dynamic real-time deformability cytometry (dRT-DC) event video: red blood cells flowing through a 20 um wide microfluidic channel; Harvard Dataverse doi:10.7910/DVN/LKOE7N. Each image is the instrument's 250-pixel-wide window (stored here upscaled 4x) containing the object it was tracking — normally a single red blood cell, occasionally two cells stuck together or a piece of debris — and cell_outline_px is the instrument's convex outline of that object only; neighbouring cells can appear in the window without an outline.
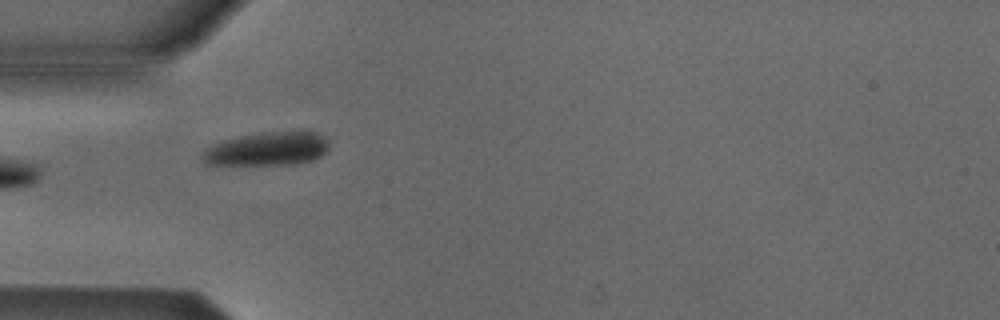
{"species": "Egyptian fruit bat (a non-hibernating species)", "species_latin": "Rousettus aegyptiacus", "temperature_condition": "cold", "stored_images_in_passage": 7, "camera_frame_rate_fps": 3000, "um_per_image_px": 0.085, "animal": {"sex": "male"}, "frame": {"image": 1, "passage_image": 5, "time_ms": 4.667, "image_size_px": [1000, 320], "cell_outline_px": [[328, 152], [312, 160], [292, 164], [204, 164], [200, 156], [204, 148], [220, 140], [260, 132], [300, 128], [316, 132], [324, 136], [328, 140]], "centroid_in_image_um": [22.75, 12.6], "position_along_channel_um": 62.3, "area_um2": 25.66}}
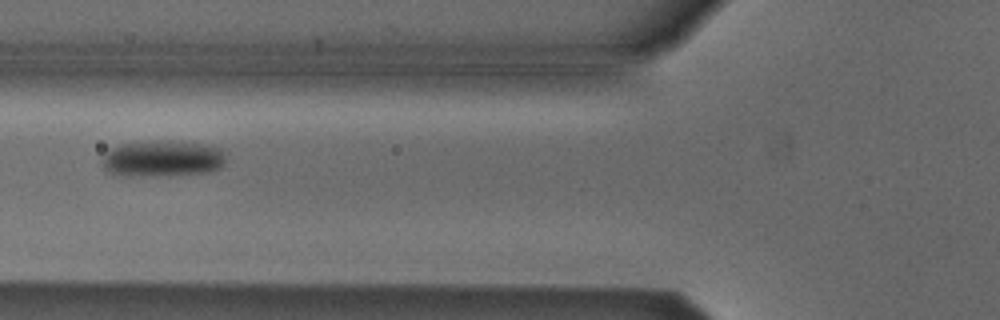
{"frame": {"image": 2, "passage_image": 6, "time_ms": 6.0, "image_size_px": [1000, 320], "cell_outline_px": [[224, 164], [220, 168], [208, 172], [112, 172], [104, 168], [100, 160], [108, 148], [120, 144], [156, 140], [168, 140], [208, 144], [220, 148], [224, 156]], "centroid_in_image_um": [13.84, 13.37], "position_along_channel_um": 112.0, "area_um2": 24.68}}
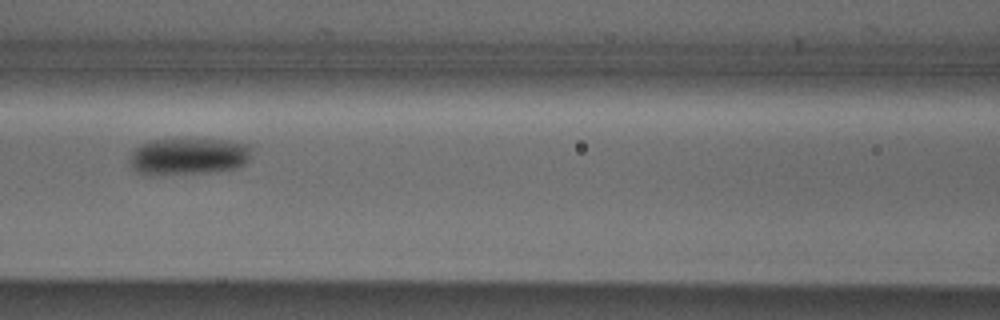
{"frame": {"image": 3, "passage_image": 7, "time_ms": 7.0, "image_size_px": [1000, 320], "cell_outline_px": [[252, 148], [244, 164], [236, 168], [208, 172], [152, 176], [144, 176], [136, 172], [132, 168], [128, 160], [128, 156], [140, 144], [148, 140], [228, 140], [248, 144]], "centroid_in_image_um": [15.92, 13.31], "position_along_channel_um": 150.7, "area_um2": 26.41}}